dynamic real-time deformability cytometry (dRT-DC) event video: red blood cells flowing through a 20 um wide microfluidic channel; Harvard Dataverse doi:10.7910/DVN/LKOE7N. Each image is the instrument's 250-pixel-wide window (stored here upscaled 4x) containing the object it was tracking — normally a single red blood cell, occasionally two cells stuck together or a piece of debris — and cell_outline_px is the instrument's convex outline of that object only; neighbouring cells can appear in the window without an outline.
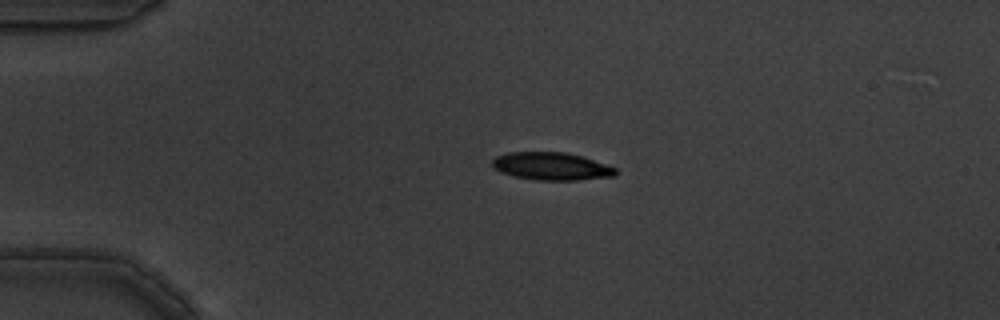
{"species": "common noctule bat (a hibernating species)", "species_latin": "Nyctalus noctula", "temperature_condition": "warm", "stored_images_in_passage": 2, "camera_frame_rate_fps": 3000, "um_per_image_px": 0.085, "animal": {"sex": "male", "body_mass_g": 19.5, "forearm_length_mm": 54.6}, "frame": {"image": 1, "passage_image": 1, "time_ms": 0.0, "image_size_px": [1000, 320], "cell_outline_px": [[616, 176], [576, 180], [536, 180], [512, 176], [500, 172], [492, 168], [492, 160], [496, 156], [508, 152], [564, 152], [584, 156], [616, 168]], "centroid_in_image_um": [46.84, 14.13], "position_along_channel_um": 38.2, "area_um2": 20.11}}